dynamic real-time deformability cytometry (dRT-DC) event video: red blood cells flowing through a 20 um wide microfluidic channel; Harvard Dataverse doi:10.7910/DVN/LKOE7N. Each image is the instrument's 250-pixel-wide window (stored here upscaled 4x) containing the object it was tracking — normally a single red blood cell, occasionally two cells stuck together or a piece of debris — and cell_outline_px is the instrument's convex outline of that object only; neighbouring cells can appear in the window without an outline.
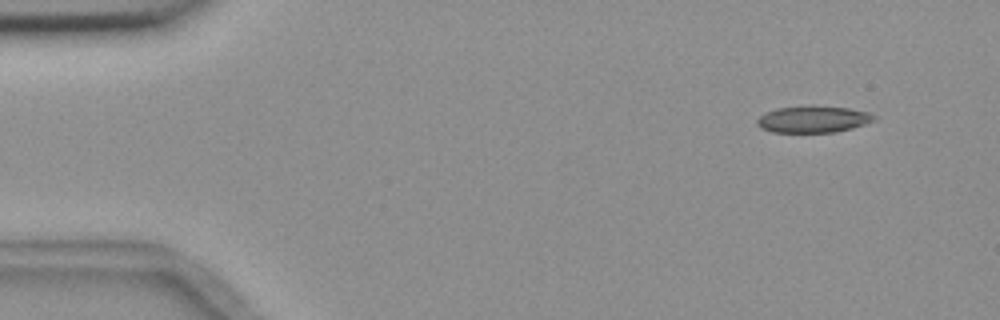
{"species": "common noctule bat (a hibernating species)", "species_latin": "Nyctalus noctula", "temperature_condition": "room temperature", "stored_images_in_passage": 4, "camera_frame_rate_fps": 3000, "um_per_image_px": 0.085, "animal": {"sex": "female", "body_mass_g": 18.4}, "frame": {"image": 1, "passage_image": 1, "time_ms": 0.0, "image_size_px": [1000, 320], "cell_outline_px": [[876, 120], [852, 128], [836, 132], [772, 132], [760, 128], [756, 124], [756, 120], [764, 112], [776, 108], [804, 104], [848, 108], [868, 112], [876, 116]], "centroid_in_image_um": [69.07, 10.11], "position_along_channel_um": 15.9, "area_um2": 18.61}}
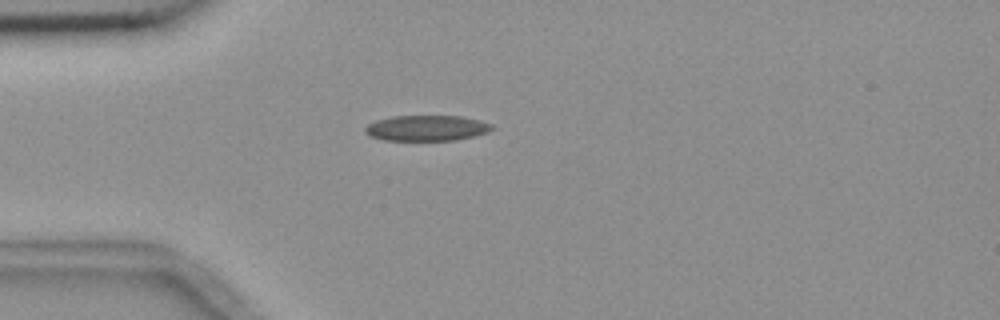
{"frame": {"image": 2, "passage_image": 4, "time_ms": 3.333, "image_size_px": [1000, 320], "cell_outline_px": [[496, 128], [488, 132], [456, 140], [384, 140], [368, 136], [364, 132], [364, 128], [368, 124], [376, 120], [392, 116], [460, 116], [480, 120], [492, 124]], "centroid_in_image_um": [36.25, 10.88], "position_along_channel_um": 48.7, "area_um2": 19.02}}